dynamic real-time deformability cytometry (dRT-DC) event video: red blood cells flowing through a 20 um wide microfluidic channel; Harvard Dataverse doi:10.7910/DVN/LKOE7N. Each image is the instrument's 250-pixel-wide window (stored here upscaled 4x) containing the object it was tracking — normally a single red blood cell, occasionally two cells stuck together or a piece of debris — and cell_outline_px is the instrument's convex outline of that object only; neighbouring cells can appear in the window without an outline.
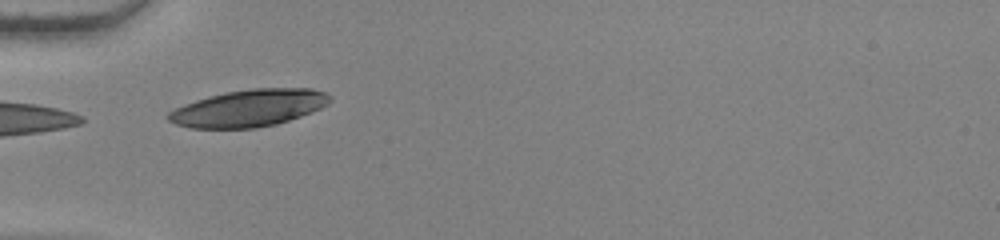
{"species": "human", "species_latin": "Homo sapiens", "temperature_condition": "warm", "stored_images_in_passage": 37, "camera_frame_rate_fps": 3000, "um_per_image_px": 0.085, "donor": {"sex": "female"}, "frame": {"image": 1, "passage_image": 1, "time_ms": 0.0, "image_size_px": [1000, 240], "cell_outline_px": [[332, 100], [328, 104], [320, 108], [300, 116], [276, 124], [256, 128], [192, 128], [176, 124], [168, 120], [168, 112], [176, 108], [196, 100], [208, 96], [228, 92], [252, 88], [312, 88], [324, 92], [332, 96]], "centroid_in_image_um": [21.18, 9.18], "position_along_channel_um": 63.8, "area_um2": 34.62}}
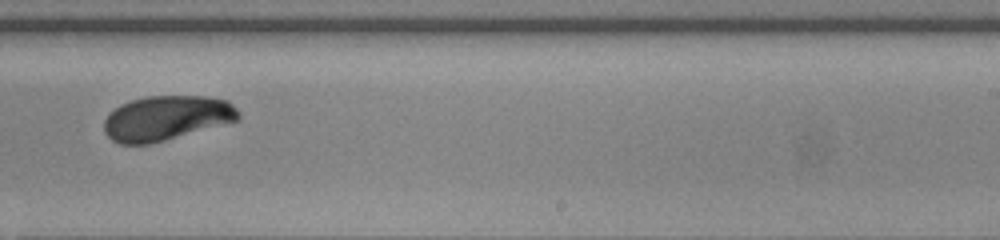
{"frame": {"image": 2, "passage_image": 18, "time_ms": 5.667, "image_size_px": [1000, 240], "cell_outline_px": [[240, 120], [152, 144], [120, 144], [112, 140], [104, 132], [104, 120], [120, 104], [132, 100], [148, 96], [204, 96], [228, 100], [240, 112]], "centroid_in_image_um": [14.17, 10.04], "position_along_channel_um": 274.8, "area_um2": 35.14}}
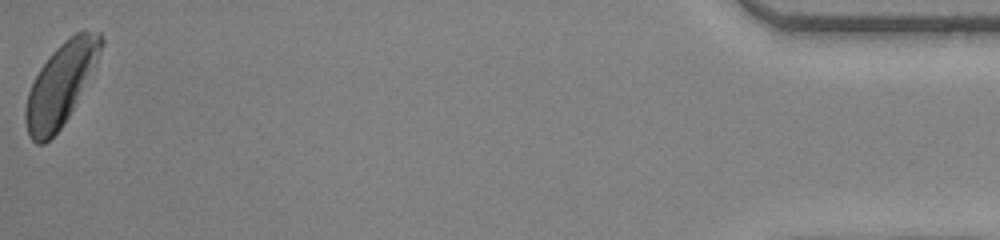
{"frame": {"image": 3, "passage_image": 37, "time_ms": 12.0, "image_size_px": [1000, 240], "cell_outline_px": [[104, 44], [68, 116], [60, 128], [44, 144], [36, 144], [28, 136], [24, 120], [24, 112], [28, 92], [40, 68], [52, 52], [64, 40], [76, 32], [84, 28], [100, 32], [104, 36]], "centroid_in_image_um": [5.13, 7.13], "position_along_channel_um": 430.1, "area_um2": 35.32}, "authors_computed_cell_mechanics": {"area_um2": 35.2002, "velocity_mm_per_s": 3.8039, "shape_relaxation_time_tau1_ms": 3.0291, "shape_relaxation_time_tau2_ms": null, "deformation_change_tau1": 0.1351, "deformation_change_tau2": null}}